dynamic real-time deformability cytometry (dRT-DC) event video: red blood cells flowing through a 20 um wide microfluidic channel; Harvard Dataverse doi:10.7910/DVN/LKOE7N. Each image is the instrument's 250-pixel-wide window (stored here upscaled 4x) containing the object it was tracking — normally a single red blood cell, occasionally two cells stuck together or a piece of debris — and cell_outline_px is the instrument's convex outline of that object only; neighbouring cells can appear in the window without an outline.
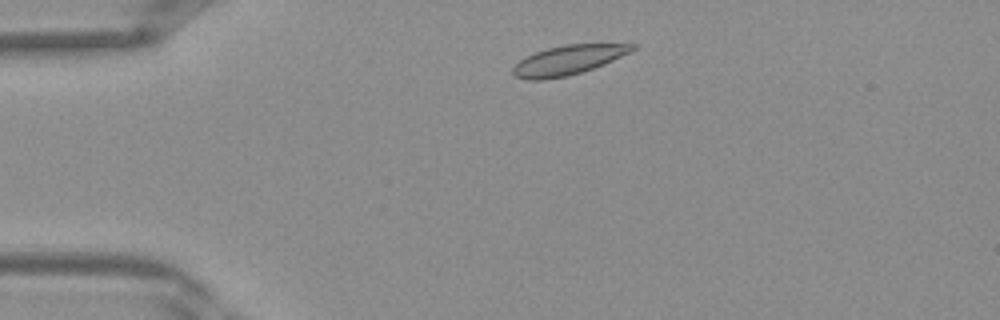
{"species": "Egyptian fruit bat (a non-hibernating species)", "species_latin": "Rousettus aegyptiacus", "temperature_condition": "warm", "stored_images_in_passage": 34, "camera_frame_rate_fps": 3000, "um_per_image_px": 0.085, "frame": {"image": 1, "passage_image": 3, "time_ms": 0.667, "image_size_px": [1000, 320], "cell_outline_px": [[636, 48], [604, 64], [568, 76], [544, 80], [528, 80], [512, 76], [512, 68], [520, 60], [536, 52], [548, 48], [564, 44], [636, 44]], "centroid_in_image_um": [48.23, 5.12], "position_along_channel_um": 36.8, "area_um2": 20.23}}
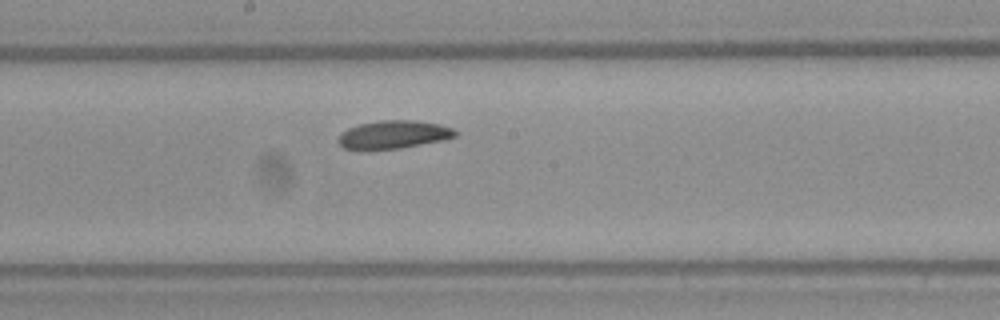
{"frame": {"image": 2, "passage_image": 16, "time_ms": 5.0, "image_size_px": [1000, 320], "cell_outline_px": [[456, 136], [444, 140], [400, 148], [344, 148], [336, 140], [348, 128], [360, 124], [380, 120], [420, 120], [440, 124], [452, 128], [456, 132]], "centroid_in_image_um": [33.51, 11.41], "position_along_channel_um": 214.7, "area_um2": 18.79}}
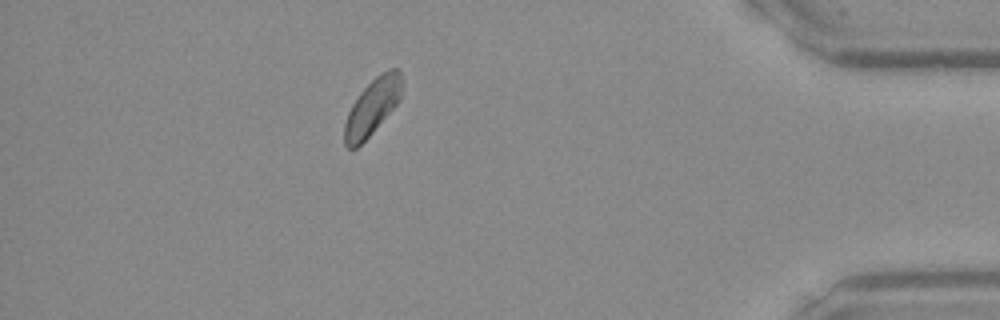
{"frame": {"image": 3, "passage_image": 30, "time_ms": 9.667, "image_size_px": [1000, 320], "cell_outline_px": [[400, 100], [372, 132], [356, 148], [348, 148], [344, 144], [344, 124], [348, 112], [352, 104], [360, 92], [376, 76], [388, 68], [400, 68]], "centroid_in_image_um": [31.62, 9.08], "position_along_channel_um": 403.6, "area_um2": 18.38}}